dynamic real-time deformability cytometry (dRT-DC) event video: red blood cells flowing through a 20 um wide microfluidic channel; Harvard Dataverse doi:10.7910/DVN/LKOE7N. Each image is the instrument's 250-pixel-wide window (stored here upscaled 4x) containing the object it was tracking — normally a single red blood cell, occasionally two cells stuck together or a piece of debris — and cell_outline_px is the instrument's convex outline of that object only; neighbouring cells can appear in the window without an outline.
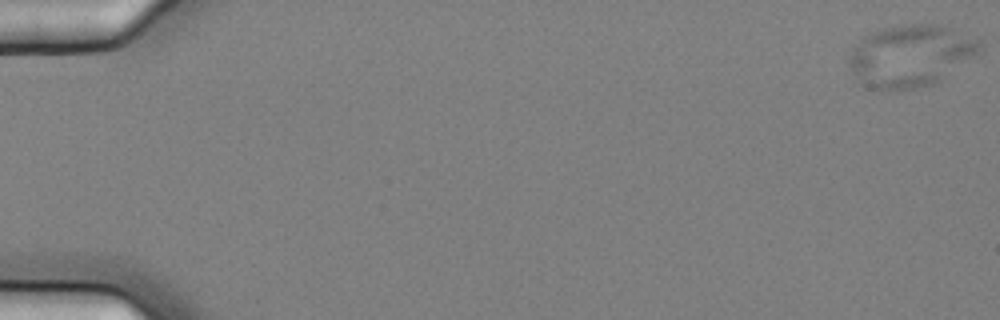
{"species": "common noctule bat (a hibernating species)", "species_latin": "Nyctalus noctula", "temperature_condition": "cold", "stored_images_in_passage": 16, "camera_frame_rate_fps": 3000, "um_per_image_px": 0.085, "animal": {"sex": "female", "body_mass_g": 25.1}, "frame": {"image": 1, "passage_image": 1, "time_ms": 0.0, "image_size_px": [1000, 320], "cell_outline_px": [[984, 36], [980, 52], [932, 84], [912, 88], [868, 88], [860, 84], [852, 72], [848, 60], [852, 48], [864, 36], [872, 32], [884, 28], [900, 24], [940, 24]], "centroid_in_image_um": [77.46, 4.67], "position_along_channel_um": 7.5, "area_um2": 47.4}}
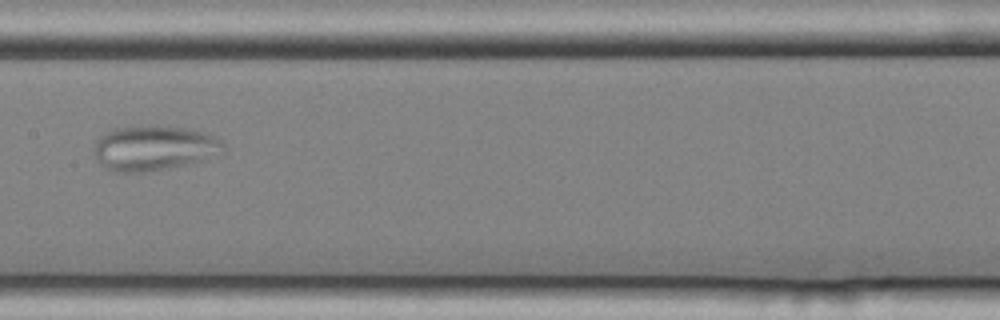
{"frame": {"image": 2, "passage_image": 9, "time_ms": 2.667, "image_size_px": [1000, 320], "cell_outline_px": [[228, 148], [200, 160], [188, 164], [168, 168], [144, 172], [112, 172], [104, 168], [96, 156], [96, 140], [100, 136], [112, 128], [140, 124], [160, 124], [208, 132], [220, 136]], "centroid_in_image_um": [13.12, 12.54], "position_along_channel_um": 194.3, "area_um2": 34.56}}
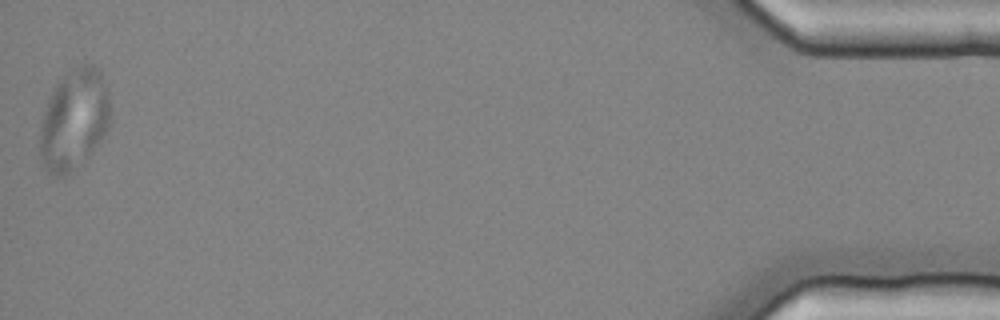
{"frame": {"image": 3, "passage_image": 16, "time_ms": 5.0, "image_size_px": [1000, 320], "cell_outline_px": [[108, 128], [104, 136], [72, 176], [56, 176], [48, 172], [44, 168], [40, 156], [40, 124], [48, 100], [56, 84], [72, 68], [80, 64], [92, 64], [100, 72], [104, 80], [108, 100]], "centroid_in_image_um": [6.26, 10.23], "position_along_channel_um": 428.9, "area_um2": 41.21}}